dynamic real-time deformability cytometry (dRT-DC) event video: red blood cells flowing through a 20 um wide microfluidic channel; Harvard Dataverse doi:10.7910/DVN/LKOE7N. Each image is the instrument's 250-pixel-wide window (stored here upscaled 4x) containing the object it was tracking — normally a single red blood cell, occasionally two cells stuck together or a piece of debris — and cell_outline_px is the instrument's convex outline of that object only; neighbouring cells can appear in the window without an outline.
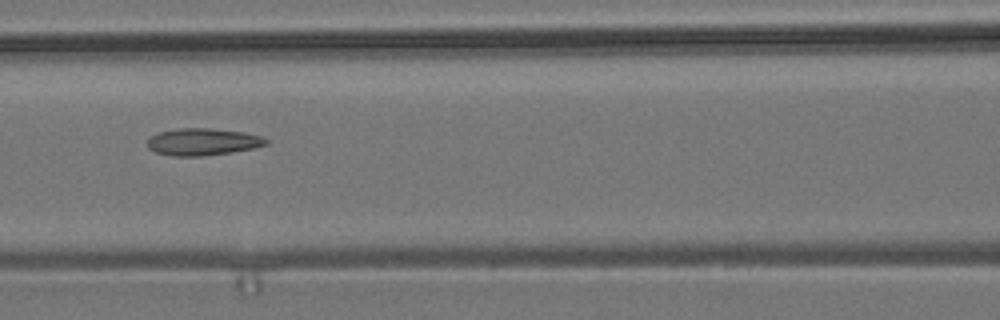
{"species": "common noctule bat (a hibernating species)", "species_latin": "Nyctalus noctula", "temperature_condition": "room temperature", "stored_images_in_passage": 9, "camera_frame_rate_fps": 3000, "um_per_image_px": 0.085, "animal": {"sex": "male", "body_mass_g": 19.2, "forearm_length_mm": 51.8}, "frame": {"image": 1, "passage_image": 6, "time_ms": 6.0, "image_size_px": [1000, 320], "cell_outline_px": [[268, 144], [252, 148], [232, 152], [204, 156], [172, 156], [156, 152], [148, 148], [148, 136], [160, 132], [180, 128], [208, 128], [244, 132], [264, 136], [268, 140]], "centroid_in_image_um": [17.24, 12.05], "position_along_channel_um": 149.4, "area_um2": 18.79}}
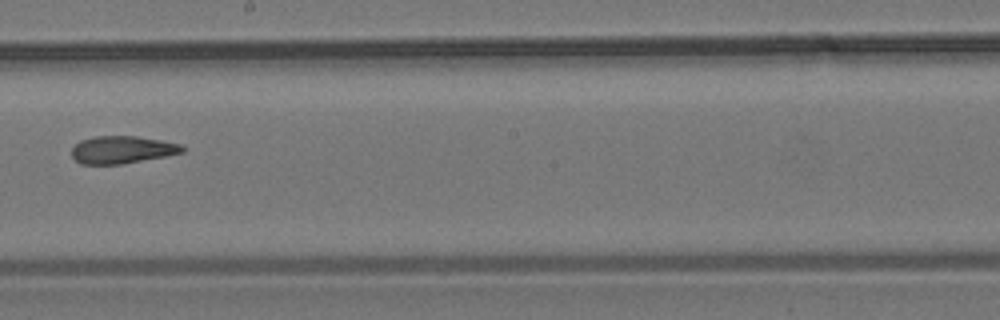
{"frame": {"image": 2, "passage_image": 8, "time_ms": 8.333, "image_size_px": [1000, 320], "cell_outline_px": [[184, 152], [164, 156], [120, 164], [80, 164], [72, 156], [72, 148], [80, 140], [96, 136], [136, 136], [160, 140], [180, 144], [184, 148]], "centroid_in_image_um": [10.35, 12.72], "position_along_channel_um": 237.9, "area_um2": 17.51}}
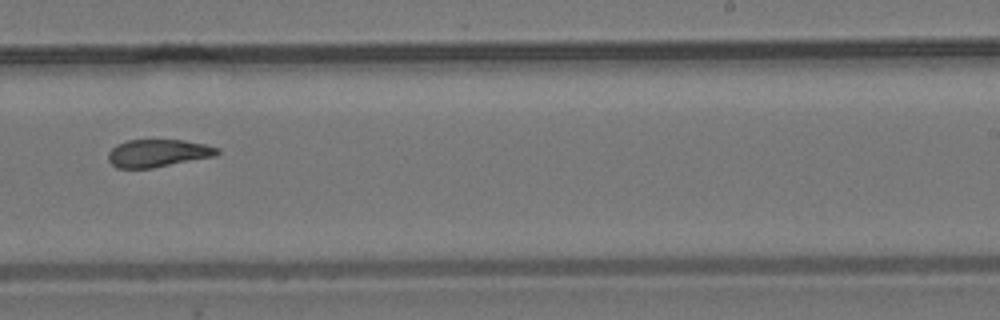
{"frame": {"image": 3, "passage_image": 9, "time_ms": 9.333, "image_size_px": [1000, 320], "cell_outline_px": [[220, 152], [216, 156], [152, 168], [116, 168], [108, 160], [108, 152], [116, 144], [128, 140], [184, 140], [204, 144], [220, 148]], "centroid_in_image_um": [13.43, 13.02], "position_along_channel_um": 275.6, "area_um2": 17.63}}